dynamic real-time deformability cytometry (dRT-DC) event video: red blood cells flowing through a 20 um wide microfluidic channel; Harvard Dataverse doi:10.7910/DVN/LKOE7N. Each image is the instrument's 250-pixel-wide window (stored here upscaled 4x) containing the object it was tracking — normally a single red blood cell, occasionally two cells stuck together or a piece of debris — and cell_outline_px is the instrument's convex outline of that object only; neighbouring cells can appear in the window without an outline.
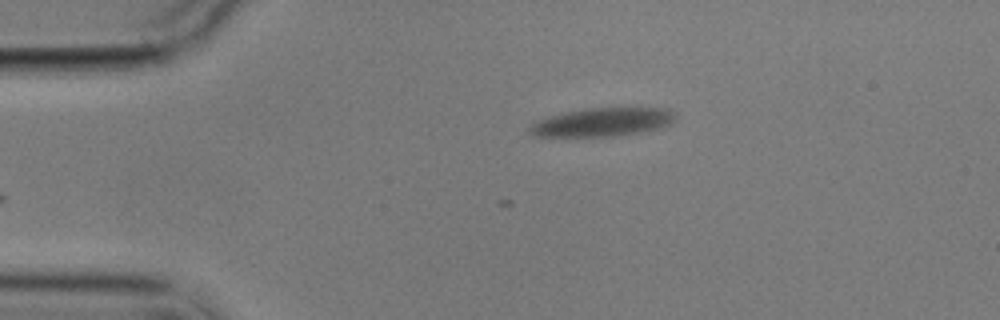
{"species": "common noctule bat (a hibernating species)", "species_latin": "Nyctalus noctula", "temperature_condition": "cold", "stored_images_in_passage": 2, "camera_frame_rate_fps": 3000, "um_per_image_px": 0.085, "animal": {"sex": "male", "body_mass_g": 17.9}, "frame": {"image": 1, "passage_image": 2, "time_ms": 1.667, "image_size_px": [1000, 320], "cell_outline_px": [[676, 120], [672, 124], [660, 128], [640, 132], [616, 136], [532, 136], [528, 132], [528, 128], [536, 120], [548, 116], [564, 112], [588, 108], [668, 108], [676, 112]], "centroid_in_image_um": [51.23, 10.37], "position_along_channel_um": 33.8, "area_um2": 24.45}}